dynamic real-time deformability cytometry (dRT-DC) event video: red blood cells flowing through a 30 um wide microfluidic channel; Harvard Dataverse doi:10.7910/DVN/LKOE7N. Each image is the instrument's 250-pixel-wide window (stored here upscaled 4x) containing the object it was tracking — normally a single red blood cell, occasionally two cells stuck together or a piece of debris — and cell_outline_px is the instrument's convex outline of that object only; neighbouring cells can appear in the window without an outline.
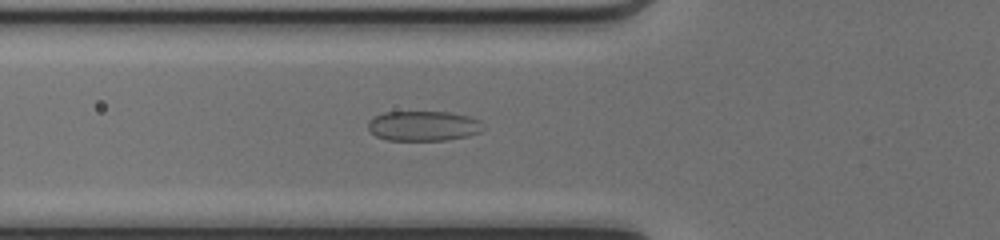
{"species": "common noctule bat (a hibernating species)", "species_latin": "Nyctalus noctula", "temperature_condition": "cold", "stored_images_in_passage": 47, "camera_frame_rate_fps": 3000, "um_per_image_px": 0.085, "animal": {"sex": "female", "body_mass_g": 17.0, "forearm_length_mm": 48.0}, "frame": {"image": 1, "passage_image": 15, "time_ms": 4.667, "image_size_px": [1000, 240], "cell_outline_px": [[484, 128], [480, 132], [468, 136], [444, 140], [388, 140], [376, 136], [368, 128], [368, 120], [372, 116], [384, 112], [448, 112], [468, 116], [480, 120]], "centroid_in_image_um": [35.97, 10.7], "position_along_channel_um": 89.8, "area_um2": 20.17}}
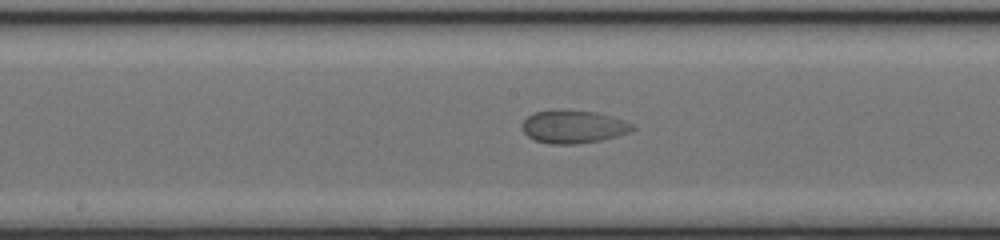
{"frame": {"image": 2, "passage_image": 23, "time_ms": 7.333, "image_size_px": [1000, 240], "cell_outline_px": [[636, 128], [628, 132], [616, 136], [600, 140], [576, 144], [548, 144], [536, 140], [528, 136], [524, 132], [520, 124], [532, 112], [560, 108], [564, 108], [596, 112], [624, 120], [632, 124]], "centroid_in_image_um": [48.68, 10.74], "position_along_channel_um": 199.5, "area_um2": 21.5}}
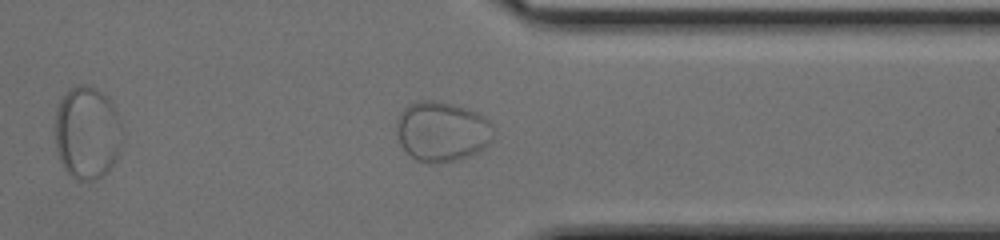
{"frame": {"image": 3, "passage_image": 36, "time_ms": 11.667, "image_size_px": [1000, 240], "cell_outline_px": [[492, 140], [484, 148], [468, 156], [456, 160], [428, 164], [416, 160], [400, 144], [396, 132], [396, 124], [400, 112], [408, 104], [416, 100], [436, 100], [452, 104], [476, 112], [488, 120]], "centroid_in_image_um": [37.5, 11.16], "position_along_channel_um": 373.9, "area_um2": 33.64}}